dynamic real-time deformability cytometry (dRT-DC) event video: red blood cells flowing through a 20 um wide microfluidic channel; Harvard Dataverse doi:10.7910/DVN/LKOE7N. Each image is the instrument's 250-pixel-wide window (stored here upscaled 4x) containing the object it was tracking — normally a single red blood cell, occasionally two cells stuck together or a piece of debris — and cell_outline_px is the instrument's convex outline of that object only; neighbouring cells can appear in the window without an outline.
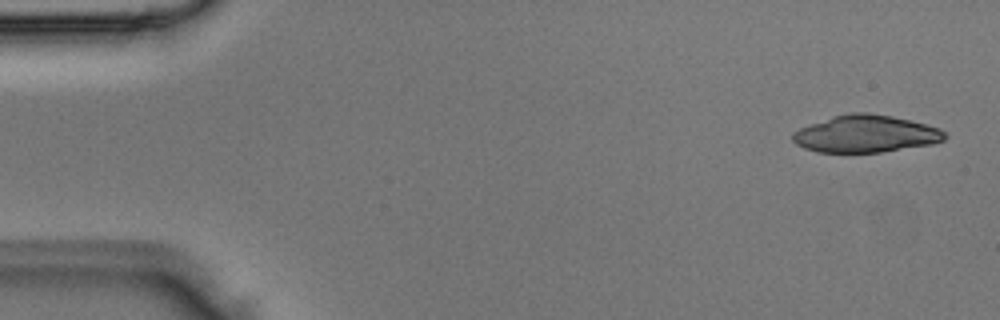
{"species": "Egyptian fruit bat (a non-hibernating species)", "species_latin": "Rousettus aegyptiacus", "temperature_condition": "room temperature", "stored_images_in_passage": 4, "camera_frame_rate_fps": 3000, "um_per_image_px": 0.085, "animal": {"sex": "male"}, "frame": {"image": 1, "passage_image": 1, "time_ms": 0.0, "image_size_px": [1000, 320], "cell_outline_px": [[948, 136], [944, 140], [932, 144], [880, 152], [816, 152], [804, 148], [796, 144], [792, 140], [792, 132], [800, 128], [832, 116], [852, 112], [868, 112], [892, 116], [928, 124], [940, 128], [948, 132]], "centroid_in_image_um": [73.61, 11.37], "position_along_channel_um": 11.4, "area_um2": 33.18}}